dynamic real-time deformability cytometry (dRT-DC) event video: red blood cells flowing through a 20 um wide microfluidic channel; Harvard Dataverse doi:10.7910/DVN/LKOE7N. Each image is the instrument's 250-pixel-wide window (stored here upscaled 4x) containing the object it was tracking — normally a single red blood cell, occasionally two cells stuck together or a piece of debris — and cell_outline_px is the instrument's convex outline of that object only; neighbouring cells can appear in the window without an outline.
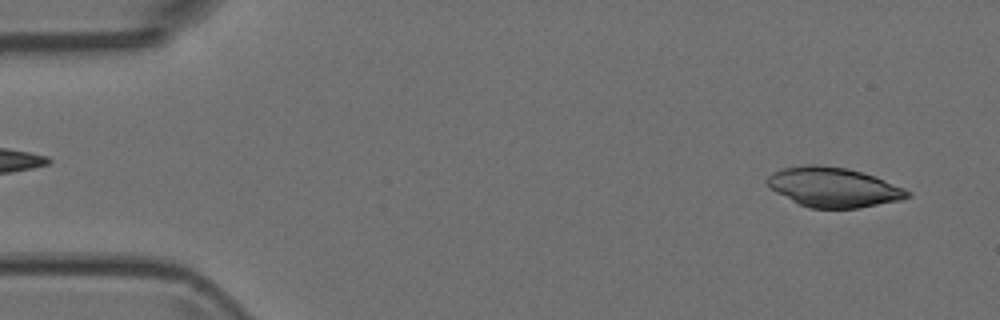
{"species": "Egyptian fruit bat (a non-hibernating species)", "species_latin": "Rousettus aegyptiacus", "temperature_condition": "room temperature", "stored_images_in_passage": 49, "camera_frame_rate_fps": 3000, "um_per_image_px": 0.085, "animal": {"sex": "female"}, "frame": {"image": 1, "passage_image": 2, "time_ms": 0.333, "image_size_px": [1000, 320], "cell_outline_px": [[912, 196], [900, 200], [860, 208], [812, 208], [800, 204], [776, 192], [764, 180], [772, 172], [784, 168], [804, 164], [816, 164], [844, 168], [860, 172], [884, 180], [904, 188], [912, 192]], "centroid_in_image_um": [70.84, 15.91], "position_along_channel_um": 14.2, "area_um2": 32.14}}
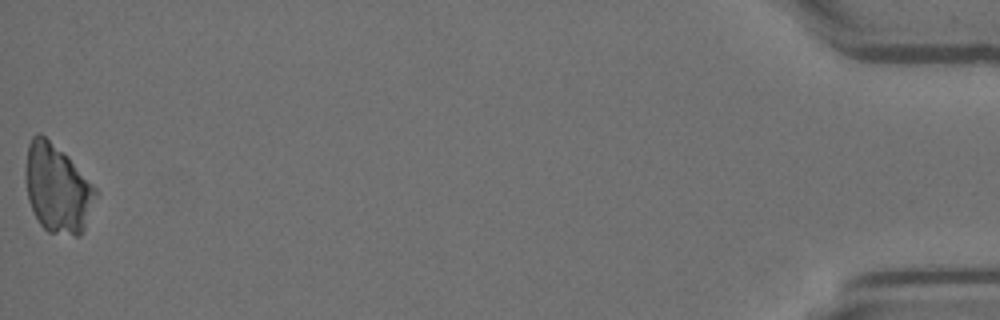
{"frame": {"image": 2, "passage_image": 49, "time_ms": 16.0, "image_size_px": [1000, 320], "cell_outline_px": [[100, 192], [84, 228], [80, 236], [76, 236], [48, 232], [40, 224], [28, 200], [28, 144], [32, 136], [36, 132], [40, 132], [68, 156]], "centroid_in_image_um": [4.94, 16.04], "position_along_channel_um": 430.3, "area_um2": 35.6}}